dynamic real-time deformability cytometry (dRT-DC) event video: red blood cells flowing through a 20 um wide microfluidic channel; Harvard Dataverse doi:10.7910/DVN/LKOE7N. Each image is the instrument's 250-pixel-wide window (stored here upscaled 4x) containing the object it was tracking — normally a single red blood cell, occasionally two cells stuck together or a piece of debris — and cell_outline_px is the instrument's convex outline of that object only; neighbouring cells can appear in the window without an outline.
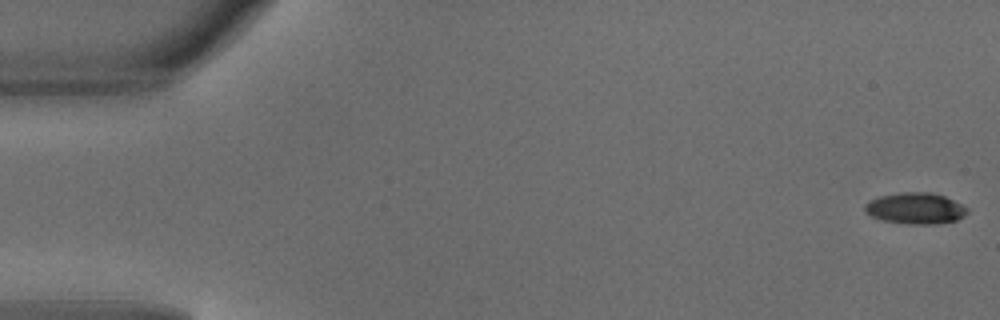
{"species": "common noctule bat (a hibernating species)", "species_latin": "Nyctalus noctula", "temperature_condition": "warm", "stored_images_in_passage": 41, "camera_frame_rate_fps": 3000, "um_per_image_px": 0.085, "animal": {"sex": "male", "body_mass_g": 18.8}, "frame": {"image": 1, "passage_image": 1, "time_ms": 0.0, "image_size_px": [1000, 320], "cell_outline_px": [[968, 212], [964, 216], [956, 220], [936, 224], [908, 224], [884, 220], [872, 216], [864, 212], [864, 204], [868, 200], [880, 196], [900, 192], [928, 192], [944, 196], [968, 208]], "centroid_in_image_um": [77.78, 17.71], "position_along_channel_um": 7.2, "area_um2": 18.61}}
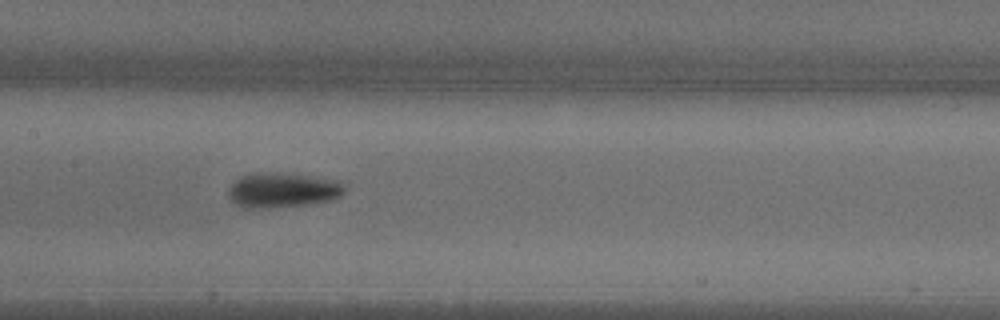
{"frame": {"image": 2, "passage_image": 24, "time_ms": 7.667, "image_size_px": [1000, 320], "cell_outline_px": [[344, 192], [340, 196], [328, 200], [304, 204], [268, 208], [244, 208], [236, 204], [228, 196], [228, 188], [240, 176], [248, 172], [276, 172], [312, 176], [344, 180]], "centroid_in_image_um": [24.0, 16.13], "position_along_channel_um": 183.4, "area_um2": 23.87}}
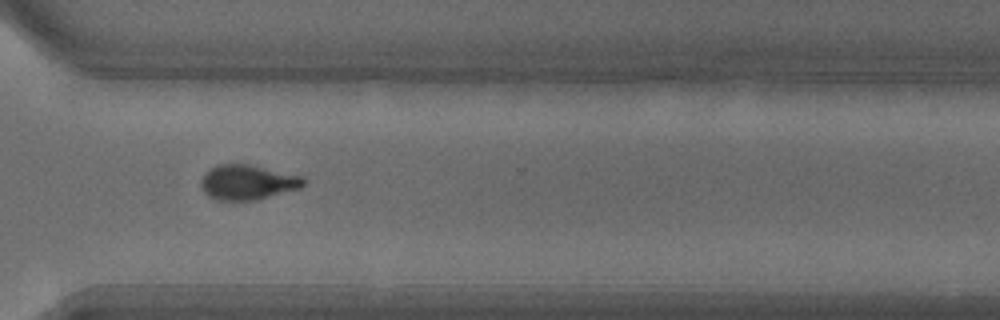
{"frame": {"image": 3, "passage_image": 36, "time_ms": 11.667, "image_size_px": [1000, 320], "cell_outline_px": [[304, 184], [300, 188], [256, 200], [216, 200], [208, 196], [200, 188], [200, 180], [204, 172], [216, 164], [248, 164], [304, 176]], "centroid_in_image_um": [21.0, 15.49], "position_along_channel_um": 349.6, "area_um2": 21.04}, "authors_computed_cell_mechanics": {"area_um2": 21.3282, "velocity_mm_per_s": 4.1609, "shape_relaxation_time_tau1_ms": 2.1834, "shape_relaxation_time_tau2_ms": 2.5322, "deformation_change_tau1": 0.1617, "deformation_change_tau2": 0.0862}}